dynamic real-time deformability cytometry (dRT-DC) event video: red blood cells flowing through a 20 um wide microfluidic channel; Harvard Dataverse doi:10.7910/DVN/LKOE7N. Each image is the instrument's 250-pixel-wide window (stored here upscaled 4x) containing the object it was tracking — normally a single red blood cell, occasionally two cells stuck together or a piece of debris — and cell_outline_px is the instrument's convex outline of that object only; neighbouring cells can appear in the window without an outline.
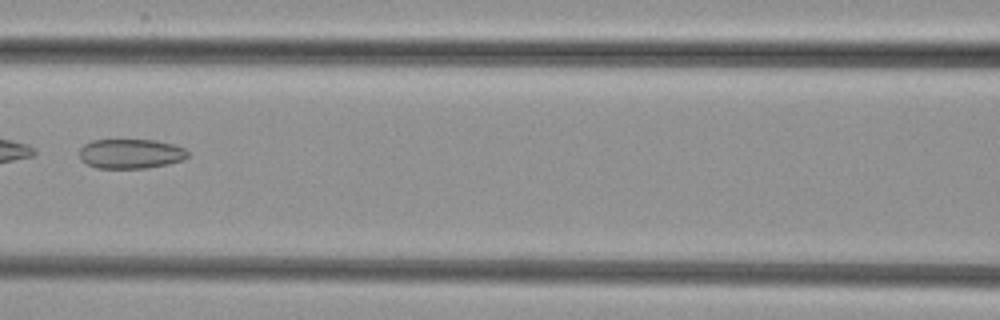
{"species": "common noctule bat (a hibernating species)", "species_latin": "Nyctalus noctula", "temperature_condition": "cold", "stored_images_in_passage": 6, "camera_frame_rate_fps": 3000, "um_per_image_px": 0.085, "animal": {"sex": "female", "body_mass_g": 29.2, "forearm_length_mm": 56.3}, "frame": {"image": 1, "passage_image": 6, "time_ms": 6.0, "image_size_px": [1000, 320], "cell_outline_px": [[188, 156], [184, 160], [168, 164], [148, 168], [96, 168], [80, 160], [80, 148], [84, 144], [92, 140], [156, 140], [172, 144], [184, 148], [188, 152]], "centroid_in_image_um": [11.11, 13.07], "position_along_channel_um": 155.5, "area_um2": 18.79}}